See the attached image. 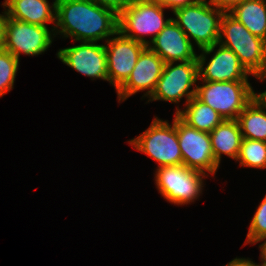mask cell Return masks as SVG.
<instances>
[{
  "label": "cell",
  "mask_w": 266,
  "mask_h": 266,
  "mask_svg": "<svg viewBox=\"0 0 266 266\" xmlns=\"http://www.w3.org/2000/svg\"><path fill=\"white\" fill-rule=\"evenodd\" d=\"M53 29L54 37L59 33L77 42H106L118 32V14L89 0H56Z\"/></svg>",
  "instance_id": "obj_1"
},
{
  "label": "cell",
  "mask_w": 266,
  "mask_h": 266,
  "mask_svg": "<svg viewBox=\"0 0 266 266\" xmlns=\"http://www.w3.org/2000/svg\"><path fill=\"white\" fill-rule=\"evenodd\" d=\"M225 11L207 0L180 7L173 11V21L184 31L190 42L202 50L216 45L220 38L221 19Z\"/></svg>",
  "instance_id": "obj_2"
},
{
  "label": "cell",
  "mask_w": 266,
  "mask_h": 266,
  "mask_svg": "<svg viewBox=\"0 0 266 266\" xmlns=\"http://www.w3.org/2000/svg\"><path fill=\"white\" fill-rule=\"evenodd\" d=\"M218 43L232 50L254 77L266 68V41L253 35L229 12L222 16Z\"/></svg>",
  "instance_id": "obj_3"
},
{
  "label": "cell",
  "mask_w": 266,
  "mask_h": 266,
  "mask_svg": "<svg viewBox=\"0 0 266 266\" xmlns=\"http://www.w3.org/2000/svg\"><path fill=\"white\" fill-rule=\"evenodd\" d=\"M128 142L134 149L158 162V167L183 165L178 143L177 114L171 125L155 117L147 130Z\"/></svg>",
  "instance_id": "obj_4"
},
{
  "label": "cell",
  "mask_w": 266,
  "mask_h": 266,
  "mask_svg": "<svg viewBox=\"0 0 266 266\" xmlns=\"http://www.w3.org/2000/svg\"><path fill=\"white\" fill-rule=\"evenodd\" d=\"M196 85L195 97L209 105L225 120H237L238 115L254 99V90L248 80L209 82Z\"/></svg>",
  "instance_id": "obj_5"
},
{
  "label": "cell",
  "mask_w": 266,
  "mask_h": 266,
  "mask_svg": "<svg viewBox=\"0 0 266 266\" xmlns=\"http://www.w3.org/2000/svg\"><path fill=\"white\" fill-rule=\"evenodd\" d=\"M164 6L151 0H131L118 14V31L148 46L172 17L164 20ZM144 35H153L148 41Z\"/></svg>",
  "instance_id": "obj_6"
},
{
  "label": "cell",
  "mask_w": 266,
  "mask_h": 266,
  "mask_svg": "<svg viewBox=\"0 0 266 266\" xmlns=\"http://www.w3.org/2000/svg\"><path fill=\"white\" fill-rule=\"evenodd\" d=\"M155 172V183L159 193L167 201L177 205H187L200 197L203 190L204 172L184 165L162 166Z\"/></svg>",
  "instance_id": "obj_7"
},
{
  "label": "cell",
  "mask_w": 266,
  "mask_h": 266,
  "mask_svg": "<svg viewBox=\"0 0 266 266\" xmlns=\"http://www.w3.org/2000/svg\"><path fill=\"white\" fill-rule=\"evenodd\" d=\"M165 63L163 72L157 81L156 88L149 97L148 102L163 100L178 103L182 97H186V103L195 96L198 73V60ZM194 86L193 89L190 88Z\"/></svg>",
  "instance_id": "obj_8"
},
{
  "label": "cell",
  "mask_w": 266,
  "mask_h": 266,
  "mask_svg": "<svg viewBox=\"0 0 266 266\" xmlns=\"http://www.w3.org/2000/svg\"><path fill=\"white\" fill-rule=\"evenodd\" d=\"M177 134L183 165L215 175L219 165L213 155L209 133L190 127L177 115Z\"/></svg>",
  "instance_id": "obj_9"
},
{
  "label": "cell",
  "mask_w": 266,
  "mask_h": 266,
  "mask_svg": "<svg viewBox=\"0 0 266 266\" xmlns=\"http://www.w3.org/2000/svg\"><path fill=\"white\" fill-rule=\"evenodd\" d=\"M48 28L7 17L4 50L18 60L21 53L28 56L42 54L53 42L54 29Z\"/></svg>",
  "instance_id": "obj_10"
},
{
  "label": "cell",
  "mask_w": 266,
  "mask_h": 266,
  "mask_svg": "<svg viewBox=\"0 0 266 266\" xmlns=\"http://www.w3.org/2000/svg\"><path fill=\"white\" fill-rule=\"evenodd\" d=\"M214 55L206 63V55L215 51ZM197 56L199 79L209 82H227L248 80L251 75L239 61L237 55L229 48L217 43L211 47L200 50ZM205 66V67H204Z\"/></svg>",
  "instance_id": "obj_11"
},
{
  "label": "cell",
  "mask_w": 266,
  "mask_h": 266,
  "mask_svg": "<svg viewBox=\"0 0 266 266\" xmlns=\"http://www.w3.org/2000/svg\"><path fill=\"white\" fill-rule=\"evenodd\" d=\"M118 35V36H117ZM109 38L105 46L108 80L117 90L130 76L141 52L147 47L119 31ZM107 44V45H106Z\"/></svg>",
  "instance_id": "obj_12"
},
{
  "label": "cell",
  "mask_w": 266,
  "mask_h": 266,
  "mask_svg": "<svg viewBox=\"0 0 266 266\" xmlns=\"http://www.w3.org/2000/svg\"><path fill=\"white\" fill-rule=\"evenodd\" d=\"M57 57L67 66L90 77L108 81L107 56L105 46L97 42H80L60 49Z\"/></svg>",
  "instance_id": "obj_13"
},
{
  "label": "cell",
  "mask_w": 266,
  "mask_h": 266,
  "mask_svg": "<svg viewBox=\"0 0 266 266\" xmlns=\"http://www.w3.org/2000/svg\"><path fill=\"white\" fill-rule=\"evenodd\" d=\"M165 62L148 46L141 52L136 65L127 80L116 90L118 101H125L131 95L147 90L148 98L154 92L162 75Z\"/></svg>",
  "instance_id": "obj_14"
},
{
  "label": "cell",
  "mask_w": 266,
  "mask_h": 266,
  "mask_svg": "<svg viewBox=\"0 0 266 266\" xmlns=\"http://www.w3.org/2000/svg\"><path fill=\"white\" fill-rule=\"evenodd\" d=\"M194 44L184 31L171 19L148 47L165 63L197 60Z\"/></svg>",
  "instance_id": "obj_15"
},
{
  "label": "cell",
  "mask_w": 266,
  "mask_h": 266,
  "mask_svg": "<svg viewBox=\"0 0 266 266\" xmlns=\"http://www.w3.org/2000/svg\"><path fill=\"white\" fill-rule=\"evenodd\" d=\"M9 18L48 27L56 21V0L52 6L48 0H5L2 3Z\"/></svg>",
  "instance_id": "obj_16"
},
{
  "label": "cell",
  "mask_w": 266,
  "mask_h": 266,
  "mask_svg": "<svg viewBox=\"0 0 266 266\" xmlns=\"http://www.w3.org/2000/svg\"><path fill=\"white\" fill-rule=\"evenodd\" d=\"M209 135L213 155L218 165L221 162V154L237 159L242 141V134L237 120L224 119Z\"/></svg>",
  "instance_id": "obj_17"
},
{
  "label": "cell",
  "mask_w": 266,
  "mask_h": 266,
  "mask_svg": "<svg viewBox=\"0 0 266 266\" xmlns=\"http://www.w3.org/2000/svg\"><path fill=\"white\" fill-rule=\"evenodd\" d=\"M186 108H176L177 114L185 123L199 131L210 133L224 118L209 105L204 104L195 96L187 103Z\"/></svg>",
  "instance_id": "obj_18"
},
{
  "label": "cell",
  "mask_w": 266,
  "mask_h": 266,
  "mask_svg": "<svg viewBox=\"0 0 266 266\" xmlns=\"http://www.w3.org/2000/svg\"><path fill=\"white\" fill-rule=\"evenodd\" d=\"M229 13L253 35L266 41V0H244Z\"/></svg>",
  "instance_id": "obj_19"
},
{
  "label": "cell",
  "mask_w": 266,
  "mask_h": 266,
  "mask_svg": "<svg viewBox=\"0 0 266 266\" xmlns=\"http://www.w3.org/2000/svg\"><path fill=\"white\" fill-rule=\"evenodd\" d=\"M266 107L255 97L238 115L242 138L266 142Z\"/></svg>",
  "instance_id": "obj_20"
},
{
  "label": "cell",
  "mask_w": 266,
  "mask_h": 266,
  "mask_svg": "<svg viewBox=\"0 0 266 266\" xmlns=\"http://www.w3.org/2000/svg\"><path fill=\"white\" fill-rule=\"evenodd\" d=\"M236 161H239V166L265 169L266 142L242 138Z\"/></svg>",
  "instance_id": "obj_21"
},
{
  "label": "cell",
  "mask_w": 266,
  "mask_h": 266,
  "mask_svg": "<svg viewBox=\"0 0 266 266\" xmlns=\"http://www.w3.org/2000/svg\"><path fill=\"white\" fill-rule=\"evenodd\" d=\"M19 60L9 51H0V97L13 89Z\"/></svg>",
  "instance_id": "obj_22"
},
{
  "label": "cell",
  "mask_w": 266,
  "mask_h": 266,
  "mask_svg": "<svg viewBox=\"0 0 266 266\" xmlns=\"http://www.w3.org/2000/svg\"><path fill=\"white\" fill-rule=\"evenodd\" d=\"M266 239V195L251 220L245 244H256Z\"/></svg>",
  "instance_id": "obj_23"
},
{
  "label": "cell",
  "mask_w": 266,
  "mask_h": 266,
  "mask_svg": "<svg viewBox=\"0 0 266 266\" xmlns=\"http://www.w3.org/2000/svg\"><path fill=\"white\" fill-rule=\"evenodd\" d=\"M99 6H104L114 10L119 14L130 2L131 0H89Z\"/></svg>",
  "instance_id": "obj_24"
},
{
  "label": "cell",
  "mask_w": 266,
  "mask_h": 266,
  "mask_svg": "<svg viewBox=\"0 0 266 266\" xmlns=\"http://www.w3.org/2000/svg\"><path fill=\"white\" fill-rule=\"evenodd\" d=\"M157 2L159 5L164 6L166 9H171L172 12L180 7L193 4L198 0H151Z\"/></svg>",
  "instance_id": "obj_25"
},
{
  "label": "cell",
  "mask_w": 266,
  "mask_h": 266,
  "mask_svg": "<svg viewBox=\"0 0 266 266\" xmlns=\"http://www.w3.org/2000/svg\"><path fill=\"white\" fill-rule=\"evenodd\" d=\"M244 0H210L217 8L229 12L235 5L243 2Z\"/></svg>",
  "instance_id": "obj_26"
},
{
  "label": "cell",
  "mask_w": 266,
  "mask_h": 266,
  "mask_svg": "<svg viewBox=\"0 0 266 266\" xmlns=\"http://www.w3.org/2000/svg\"><path fill=\"white\" fill-rule=\"evenodd\" d=\"M2 13L3 15L0 14V51L4 50L5 47V33H6V19H7L6 11Z\"/></svg>",
  "instance_id": "obj_27"
},
{
  "label": "cell",
  "mask_w": 266,
  "mask_h": 266,
  "mask_svg": "<svg viewBox=\"0 0 266 266\" xmlns=\"http://www.w3.org/2000/svg\"><path fill=\"white\" fill-rule=\"evenodd\" d=\"M255 78L259 79L260 81H264L266 79V68L258 73ZM254 97L263 105L266 107V90L261 93H254Z\"/></svg>",
  "instance_id": "obj_28"
},
{
  "label": "cell",
  "mask_w": 266,
  "mask_h": 266,
  "mask_svg": "<svg viewBox=\"0 0 266 266\" xmlns=\"http://www.w3.org/2000/svg\"><path fill=\"white\" fill-rule=\"evenodd\" d=\"M225 266H257V264L251 261L249 258L245 259L236 257Z\"/></svg>",
  "instance_id": "obj_29"
},
{
  "label": "cell",
  "mask_w": 266,
  "mask_h": 266,
  "mask_svg": "<svg viewBox=\"0 0 266 266\" xmlns=\"http://www.w3.org/2000/svg\"><path fill=\"white\" fill-rule=\"evenodd\" d=\"M261 241H264L262 244H260L259 245V248H260V253H261V255H260V257H261V259L263 260V261H265L266 262V239H263V240H261Z\"/></svg>",
  "instance_id": "obj_30"
},
{
  "label": "cell",
  "mask_w": 266,
  "mask_h": 266,
  "mask_svg": "<svg viewBox=\"0 0 266 266\" xmlns=\"http://www.w3.org/2000/svg\"><path fill=\"white\" fill-rule=\"evenodd\" d=\"M261 261H262V263L261 264H257V266H266V262L263 261L262 259H261Z\"/></svg>",
  "instance_id": "obj_31"
}]
</instances>
